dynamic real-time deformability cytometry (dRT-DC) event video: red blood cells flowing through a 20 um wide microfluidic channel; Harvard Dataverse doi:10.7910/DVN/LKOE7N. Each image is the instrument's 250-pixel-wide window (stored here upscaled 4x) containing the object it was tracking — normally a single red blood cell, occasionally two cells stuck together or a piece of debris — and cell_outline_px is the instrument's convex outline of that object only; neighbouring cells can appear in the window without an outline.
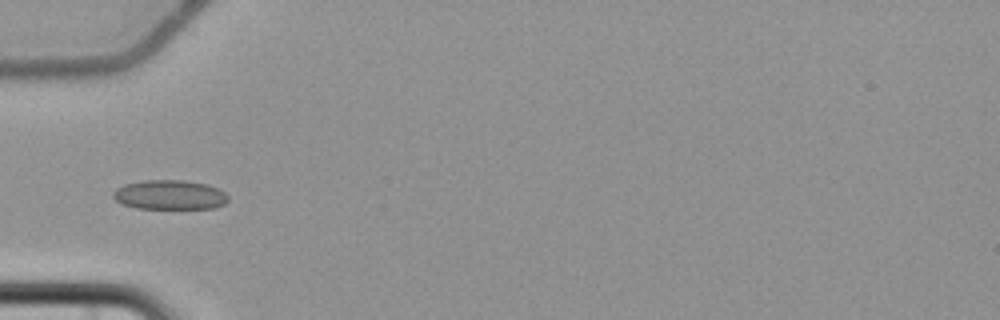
{"species": "common noctule bat (a hibernating species)", "species_latin": "Nyctalus noctula", "temperature_condition": "cold", "stored_images_in_passage": 7, "camera_frame_rate_fps": 3000, "um_per_image_px": 0.085, "animal": {"sex": "female", "body_mass_g": 22.7, "forearm_length_mm": 54.2}, "frame": {"image": 1, "passage_image": 6, "time_ms": 6.0, "image_size_px": [1000, 320], "cell_outline_px": [[228, 200], [224, 204], [216, 208], [136, 208], [124, 204], [116, 200], [112, 196], [112, 192], [116, 188], [124, 184], [144, 180], [184, 180], [208, 184], [220, 188], [228, 196]], "centroid_in_image_um": [14.45, 16.55], "position_along_channel_um": 70.6, "area_um2": 19.88}}
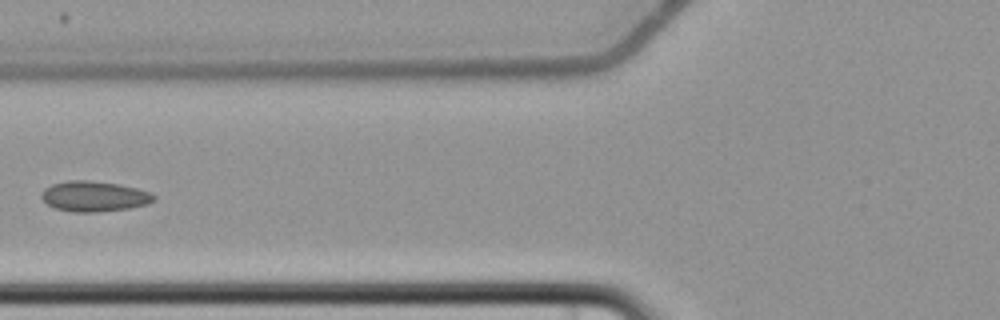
{"frame": {"image": 2, "passage_image": 7, "time_ms": 7.333, "image_size_px": [1000, 320], "cell_outline_px": [[156, 200], [148, 204], [128, 208], [100, 212], [72, 212], [56, 208], [48, 204], [40, 196], [44, 188], [52, 184], [68, 180], [88, 180], [120, 184], [152, 192], [156, 196]], "centroid_in_image_um": [8.03, 16.68], "position_along_channel_um": 117.8, "area_um2": 20.06}}